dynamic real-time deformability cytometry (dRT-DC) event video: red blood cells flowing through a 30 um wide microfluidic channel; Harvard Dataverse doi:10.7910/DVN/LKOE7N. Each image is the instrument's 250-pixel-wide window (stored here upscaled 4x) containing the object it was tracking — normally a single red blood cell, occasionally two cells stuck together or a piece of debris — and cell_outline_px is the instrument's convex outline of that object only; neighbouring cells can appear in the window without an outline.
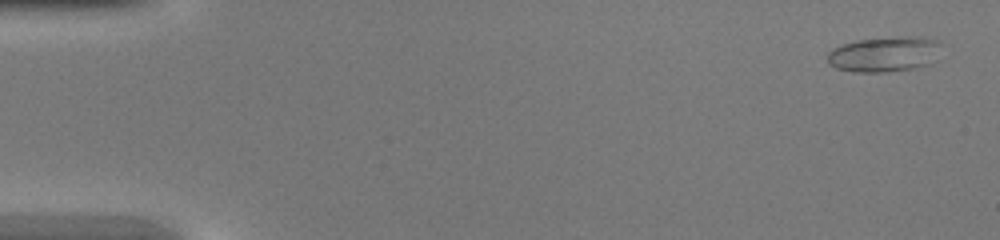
{"species": "common noctule bat (a hibernating species)", "species_latin": "Nyctalus noctula", "temperature_condition": "warm", "stored_images_in_passage": 45, "camera_frame_rate_fps": 3000, "um_per_image_px": 0.085, "animal": {"sex": "female", "body_mass_g": 20.0, "forearm_length_mm": 54.0}, "frame": {"image": 1, "passage_image": 2, "time_ms": 0.333, "image_size_px": [1000, 240], "cell_outline_px": [[944, 44], [936, 60], [916, 68], [888, 72], [852, 72], [836, 68], [828, 64], [828, 52], [832, 48], [856, 40], [900, 36], [920, 36], [940, 40]], "centroid_in_image_um": [75.24, 4.59], "position_along_channel_um": 9.8, "area_um2": 23.99}}
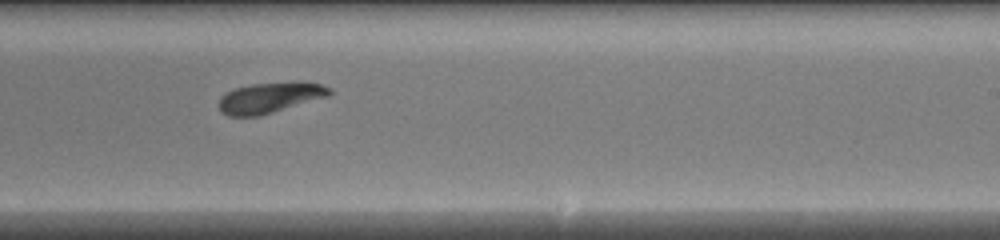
{"frame": {"image": 2, "passage_image": 28, "time_ms": 9.0, "image_size_px": [1000, 240], "cell_outline_px": [[332, 92], [328, 96], [260, 116], [228, 116], [220, 112], [216, 104], [220, 96], [224, 92], [236, 88], [252, 84], [320, 84], [332, 88]], "centroid_in_image_um": [22.81, 8.35], "position_along_channel_um": 266.2, "area_um2": 19.25}}
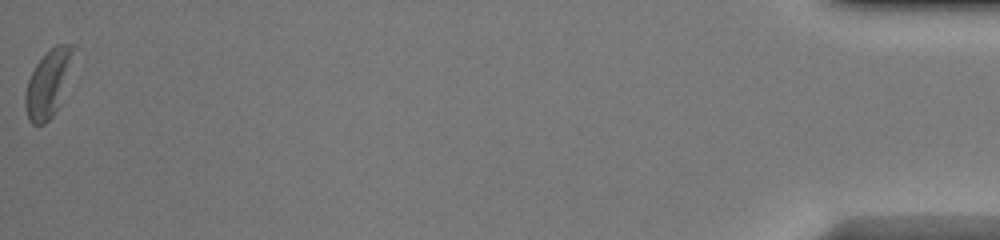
{"frame": {"image": 3, "passage_image": 45, "time_ms": 14.667, "image_size_px": [1000, 240], "cell_outline_px": [[76, 44], [60, 104], [56, 112], [44, 124], [32, 124], [28, 120], [24, 104], [24, 92], [28, 80], [36, 64], [56, 44]], "centroid_in_image_um": [4.07, 7.12], "position_along_channel_um": 431.1, "area_um2": 18.61}}